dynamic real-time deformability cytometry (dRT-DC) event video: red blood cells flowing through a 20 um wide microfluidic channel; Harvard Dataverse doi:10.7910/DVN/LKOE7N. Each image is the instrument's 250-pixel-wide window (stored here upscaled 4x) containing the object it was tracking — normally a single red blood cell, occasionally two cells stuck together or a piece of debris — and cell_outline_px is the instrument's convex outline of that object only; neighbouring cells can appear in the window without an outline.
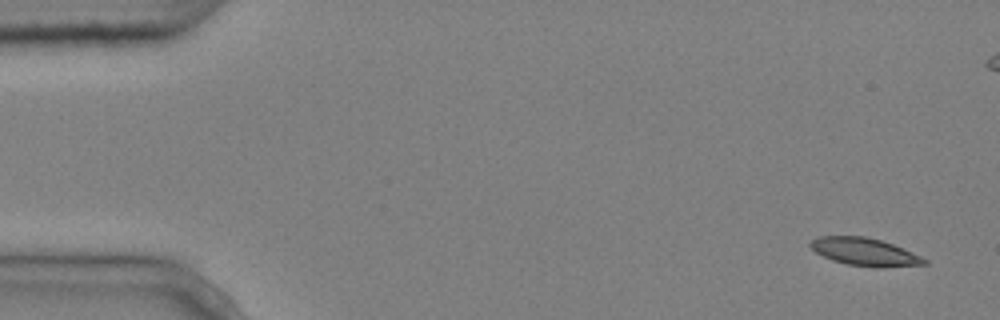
{"species": "common noctule bat (a hibernating species)", "species_latin": "Nyctalus noctula", "temperature_condition": "cold", "stored_images_in_passage": 7, "camera_frame_rate_fps": 3000, "um_per_image_px": 0.085, "animal": {"sex": "male", "body_mass_g": 20.4}, "frame": {"image": 1, "passage_image": 1, "time_ms": 0.0, "image_size_px": [1000, 320], "cell_outline_px": [[928, 264], [884, 268], [872, 268], [848, 264], [832, 260], [816, 252], [808, 244], [816, 236], [864, 236], [880, 240], [892, 244], [920, 256], [928, 260]], "centroid_in_image_um": [73.5, 21.42], "position_along_channel_um": 11.5, "area_um2": 18.44}}
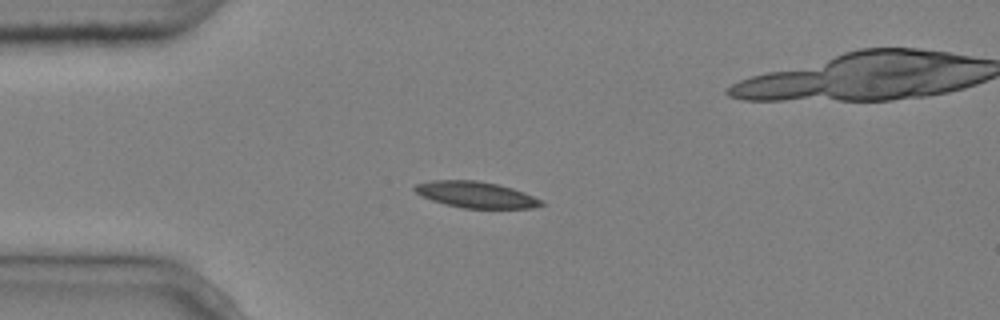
{"frame": {"image": 2, "passage_image": 4, "time_ms": 1.0, "image_size_px": [1000, 320], "cell_outline_px": [[548, 204], [532, 208], [464, 208], [444, 204], [420, 196], [412, 188], [416, 184], [432, 180], [476, 180], [496, 184], [512, 188], [524, 192], [544, 200]], "centroid_in_image_um": [40.48, 16.55], "position_along_channel_um": 44.5, "area_um2": 19.48}}